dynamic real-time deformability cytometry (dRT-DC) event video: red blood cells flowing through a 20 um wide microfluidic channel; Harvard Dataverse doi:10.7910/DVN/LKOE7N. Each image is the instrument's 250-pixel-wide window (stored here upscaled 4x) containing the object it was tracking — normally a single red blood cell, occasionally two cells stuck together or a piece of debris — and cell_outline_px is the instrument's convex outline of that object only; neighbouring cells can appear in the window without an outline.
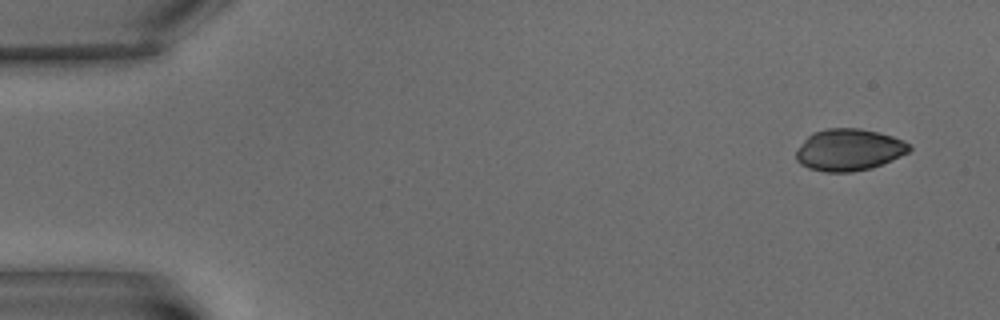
{"species": "common noctule bat (a hibernating species)", "species_latin": "Nyctalus noctula", "temperature_condition": "warm", "stored_images_in_passage": 5, "camera_frame_rate_fps": 3000, "um_per_image_px": 0.085, "animal": {"sex": "male", "body_mass_g": 15.6}, "frame": {"image": 1, "passage_image": 1, "time_ms": 0.0, "image_size_px": [1000, 320], "cell_outline_px": [[912, 148], [908, 152], [892, 160], [872, 168], [852, 172], [824, 172], [808, 168], [800, 164], [796, 160], [796, 152], [804, 140], [812, 132], [828, 128], [860, 128], [892, 136], [904, 140], [912, 144]], "centroid_in_image_um": [72.17, 12.74], "position_along_channel_um": 12.8, "area_um2": 27.74}}